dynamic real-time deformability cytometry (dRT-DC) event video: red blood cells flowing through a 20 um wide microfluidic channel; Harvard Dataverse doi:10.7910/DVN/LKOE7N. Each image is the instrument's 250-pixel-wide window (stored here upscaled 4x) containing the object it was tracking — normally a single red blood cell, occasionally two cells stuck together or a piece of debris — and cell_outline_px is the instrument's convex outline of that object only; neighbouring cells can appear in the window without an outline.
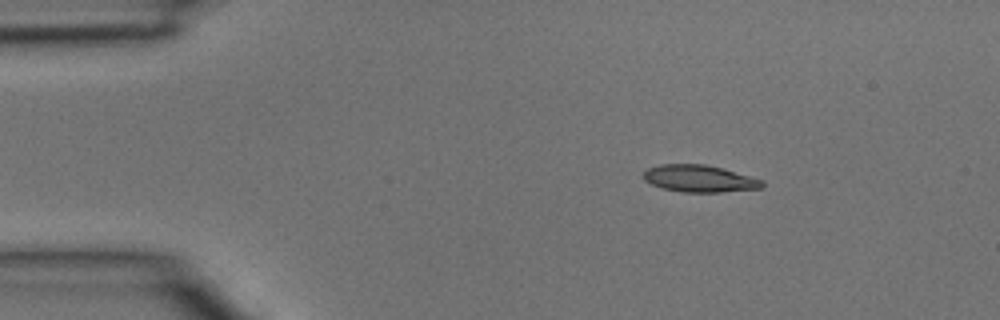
{"species": "common noctule bat (a hibernating species)", "species_latin": "Nyctalus noctula", "temperature_condition": "room temperature", "stored_images_in_passage": 3, "camera_frame_rate_fps": 3000, "um_per_image_px": 0.085, "animal": {"sex": "male", "body_mass_g": 15.6}, "frame": {"image": 1, "passage_image": 1, "time_ms": 0.0, "image_size_px": [1000, 320], "cell_outline_px": [[764, 188], [720, 192], [680, 192], [664, 188], [652, 184], [644, 180], [644, 172], [648, 168], [660, 164], [704, 164], [724, 168], [764, 180]], "centroid_in_image_um": [59.5, 15.18], "position_along_channel_um": 25.5, "area_um2": 18.79}}
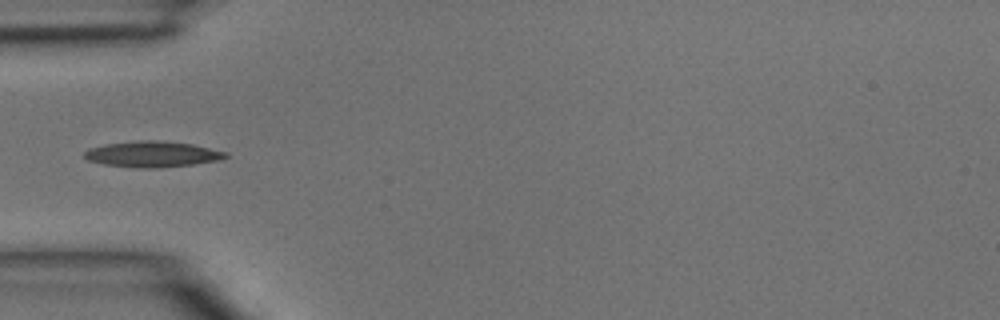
{"frame": {"image": 2, "passage_image": 3, "time_ms": 0.667, "image_size_px": [1000, 320], "cell_outline_px": [[228, 156], [220, 160], [192, 164], [156, 168], [136, 168], [104, 164], [88, 160], [84, 156], [84, 152], [88, 148], [104, 144], [144, 140], [160, 140], [192, 144], [228, 152]], "centroid_in_image_um": [12.95, 13.1], "position_along_channel_um": 72.1, "area_um2": 21.27}}